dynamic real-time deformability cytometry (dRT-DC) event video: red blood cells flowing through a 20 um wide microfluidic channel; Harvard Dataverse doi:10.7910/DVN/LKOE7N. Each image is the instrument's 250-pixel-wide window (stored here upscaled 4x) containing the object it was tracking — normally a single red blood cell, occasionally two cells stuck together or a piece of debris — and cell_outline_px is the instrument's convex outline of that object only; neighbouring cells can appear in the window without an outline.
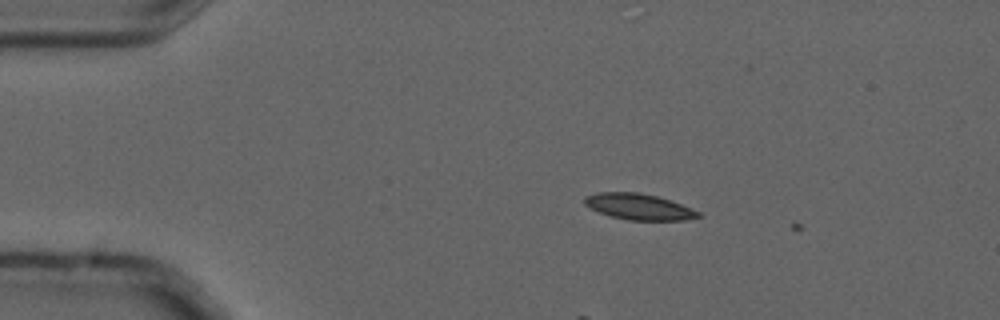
{"species": "common noctule bat (a hibernating species)", "species_latin": "Nyctalus noctula", "temperature_condition": "cold", "stored_images_in_passage": 7, "camera_frame_rate_fps": 3000, "um_per_image_px": 0.085, "animal": {"sex": "male", "forearm_length_mm": 52.5}, "frame": {"image": 1, "passage_image": 2, "time_ms": 0.333, "image_size_px": [1000, 320], "cell_outline_px": [[704, 216], [684, 220], [628, 220], [612, 216], [600, 212], [584, 204], [584, 196], [596, 192], [640, 192], [672, 200], [692, 208], [700, 212]], "centroid_in_image_um": [54.34, 17.56], "position_along_channel_um": 30.7, "area_um2": 17.34}}